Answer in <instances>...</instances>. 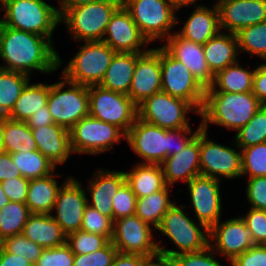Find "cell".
Returning a JSON list of instances; mask_svg holds the SVG:
<instances>
[{"mask_svg": "<svg viewBox=\"0 0 266 266\" xmlns=\"http://www.w3.org/2000/svg\"><path fill=\"white\" fill-rule=\"evenodd\" d=\"M0 58L7 64L0 69L29 76L34 70L52 73L63 62L50 39L6 26H0Z\"/></svg>", "mask_w": 266, "mask_h": 266, "instance_id": "6da1fadb", "label": "cell"}, {"mask_svg": "<svg viewBox=\"0 0 266 266\" xmlns=\"http://www.w3.org/2000/svg\"><path fill=\"white\" fill-rule=\"evenodd\" d=\"M262 105L253 92H213L208 87L199 112L202 128L208 131V124L212 123L237 132Z\"/></svg>", "mask_w": 266, "mask_h": 266, "instance_id": "7a4b0ae2", "label": "cell"}, {"mask_svg": "<svg viewBox=\"0 0 266 266\" xmlns=\"http://www.w3.org/2000/svg\"><path fill=\"white\" fill-rule=\"evenodd\" d=\"M0 10L5 11L0 26L41 35L51 41L60 23L58 8L44 0H8Z\"/></svg>", "mask_w": 266, "mask_h": 266, "instance_id": "3957f363", "label": "cell"}, {"mask_svg": "<svg viewBox=\"0 0 266 266\" xmlns=\"http://www.w3.org/2000/svg\"><path fill=\"white\" fill-rule=\"evenodd\" d=\"M185 207L175 203L163 216L160 226L156 229L167 236L177 247V250H170L161 247L157 242L158 252L172 257L190 252H198L209 246V230L201 223L194 222L193 219L183 212Z\"/></svg>", "mask_w": 266, "mask_h": 266, "instance_id": "277c9868", "label": "cell"}, {"mask_svg": "<svg viewBox=\"0 0 266 266\" xmlns=\"http://www.w3.org/2000/svg\"><path fill=\"white\" fill-rule=\"evenodd\" d=\"M121 4L122 0H99L67 8L60 14V23H65L75 41H102L112 14Z\"/></svg>", "mask_w": 266, "mask_h": 266, "instance_id": "5b68a950", "label": "cell"}, {"mask_svg": "<svg viewBox=\"0 0 266 266\" xmlns=\"http://www.w3.org/2000/svg\"><path fill=\"white\" fill-rule=\"evenodd\" d=\"M117 52L104 41H86L61 76L81 85H99Z\"/></svg>", "mask_w": 266, "mask_h": 266, "instance_id": "8992f818", "label": "cell"}, {"mask_svg": "<svg viewBox=\"0 0 266 266\" xmlns=\"http://www.w3.org/2000/svg\"><path fill=\"white\" fill-rule=\"evenodd\" d=\"M122 4L149 43L157 39L167 40L173 26L180 21L167 0H122Z\"/></svg>", "mask_w": 266, "mask_h": 266, "instance_id": "52a82bcc", "label": "cell"}, {"mask_svg": "<svg viewBox=\"0 0 266 266\" xmlns=\"http://www.w3.org/2000/svg\"><path fill=\"white\" fill-rule=\"evenodd\" d=\"M50 84L48 108L55 124L70 130L80 119L89 115L88 86L65 79ZM69 86L68 89L63 90Z\"/></svg>", "mask_w": 266, "mask_h": 266, "instance_id": "ba28073f", "label": "cell"}, {"mask_svg": "<svg viewBox=\"0 0 266 266\" xmlns=\"http://www.w3.org/2000/svg\"><path fill=\"white\" fill-rule=\"evenodd\" d=\"M72 153L98 155L109 151L126 133L116 125L90 115L80 119L70 130Z\"/></svg>", "mask_w": 266, "mask_h": 266, "instance_id": "9c48e42d", "label": "cell"}, {"mask_svg": "<svg viewBox=\"0 0 266 266\" xmlns=\"http://www.w3.org/2000/svg\"><path fill=\"white\" fill-rule=\"evenodd\" d=\"M89 115L113 124L127 133L138 117L137 105L125 94L105 89L100 85L88 86Z\"/></svg>", "mask_w": 266, "mask_h": 266, "instance_id": "30bf717a", "label": "cell"}, {"mask_svg": "<svg viewBox=\"0 0 266 266\" xmlns=\"http://www.w3.org/2000/svg\"><path fill=\"white\" fill-rule=\"evenodd\" d=\"M138 118L165 129L191 127L187 113L199 111L188 101L160 91L146 98L137 106Z\"/></svg>", "mask_w": 266, "mask_h": 266, "instance_id": "8fae6325", "label": "cell"}, {"mask_svg": "<svg viewBox=\"0 0 266 266\" xmlns=\"http://www.w3.org/2000/svg\"><path fill=\"white\" fill-rule=\"evenodd\" d=\"M160 66L161 91L190 102L200 112L206 88L163 46L160 47Z\"/></svg>", "mask_w": 266, "mask_h": 266, "instance_id": "7c38bea8", "label": "cell"}, {"mask_svg": "<svg viewBox=\"0 0 266 266\" xmlns=\"http://www.w3.org/2000/svg\"><path fill=\"white\" fill-rule=\"evenodd\" d=\"M208 131H199L200 170L205 177L234 179L242 177L241 149L217 144L208 139Z\"/></svg>", "mask_w": 266, "mask_h": 266, "instance_id": "4fadbf2b", "label": "cell"}, {"mask_svg": "<svg viewBox=\"0 0 266 266\" xmlns=\"http://www.w3.org/2000/svg\"><path fill=\"white\" fill-rule=\"evenodd\" d=\"M152 232L153 228L149 224L132 215L113 221L111 242L120 253L151 256L158 253Z\"/></svg>", "mask_w": 266, "mask_h": 266, "instance_id": "5bb4252c", "label": "cell"}, {"mask_svg": "<svg viewBox=\"0 0 266 266\" xmlns=\"http://www.w3.org/2000/svg\"><path fill=\"white\" fill-rule=\"evenodd\" d=\"M60 185L61 188L53 206V210H56V215L53 216L51 213V217L67 235L81 230L88 198L81 183L73 176L67 177Z\"/></svg>", "mask_w": 266, "mask_h": 266, "instance_id": "9a60e30c", "label": "cell"}, {"mask_svg": "<svg viewBox=\"0 0 266 266\" xmlns=\"http://www.w3.org/2000/svg\"><path fill=\"white\" fill-rule=\"evenodd\" d=\"M126 141L142 164H161L167 158V129L136 118L126 133ZM145 161V162H144Z\"/></svg>", "mask_w": 266, "mask_h": 266, "instance_id": "2e32d148", "label": "cell"}, {"mask_svg": "<svg viewBox=\"0 0 266 266\" xmlns=\"http://www.w3.org/2000/svg\"><path fill=\"white\" fill-rule=\"evenodd\" d=\"M212 240L214 243L212 244ZM254 245L252 233L240 217L220 220L209 230V246L232 262Z\"/></svg>", "mask_w": 266, "mask_h": 266, "instance_id": "e0dca14e", "label": "cell"}, {"mask_svg": "<svg viewBox=\"0 0 266 266\" xmlns=\"http://www.w3.org/2000/svg\"><path fill=\"white\" fill-rule=\"evenodd\" d=\"M102 41L116 52L127 53H146L149 49L144 50L142 46L145 45L146 48L150 44L140 33L130 12L123 4L112 14Z\"/></svg>", "mask_w": 266, "mask_h": 266, "instance_id": "ac0fdd59", "label": "cell"}, {"mask_svg": "<svg viewBox=\"0 0 266 266\" xmlns=\"http://www.w3.org/2000/svg\"><path fill=\"white\" fill-rule=\"evenodd\" d=\"M187 185L198 222L210 230L221 217L220 180L200 175Z\"/></svg>", "mask_w": 266, "mask_h": 266, "instance_id": "d6986e66", "label": "cell"}, {"mask_svg": "<svg viewBox=\"0 0 266 266\" xmlns=\"http://www.w3.org/2000/svg\"><path fill=\"white\" fill-rule=\"evenodd\" d=\"M220 29L236 34L266 21V3L258 0H218ZM224 29V30H223Z\"/></svg>", "mask_w": 266, "mask_h": 266, "instance_id": "ffe728a7", "label": "cell"}, {"mask_svg": "<svg viewBox=\"0 0 266 266\" xmlns=\"http://www.w3.org/2000/svg\"><path fill=\"white\" fill-rule=\"evenodd\" d=\"M161 90L160 47L150 48L136 61L128 96L138 106L146 98Z\"/></svg>", "mask_w": 266, "mask_h": 266, "instance_id": "44dd1931", "label": "cell"}, {"mask_svg": "<svg viewBox=\"0 0 266 266\" xmlns=\"http://www.w3.org/2000/svg\"><path fill=\"white\" fill-rule=\"evenodd\" d=\"M177 32L171 34L163 47L174 58L182 62L205 88L210 87L214 80V74L205 60L203 45L185 40Z\"/></svg>", "mask_w": 266, "mask_h": 266, "instance_id": "7402d4cb", "label": "cell"}, {"mask_svg": "<svg viewBox=\"0 0 266 266\" xmlns=\"http://www.w3.org/2000/svg\"><path fill=\"white\" fill-rule=\"evenodd\" d=\"M164 180L167 186L177 181L189 183L201 175L199 133L179 153L167 157L162 163Z\"/></svg>", "mask_w": 266, "mask_h": 266, "instance_id": "603a6c76", "label": "cell"}, {"mask_svg": "<svg viewBox=\"0 0 266 266\" xmlns=\"http://www.w3.org/2000/svg\"><path fill=\"white\" fill-rule=\"evenodd\" d=\"M97 170L89 181L88 190H85L89 191L91 198L87 204L113 220L112 197L126 181V175L124 171Z\"/></svg>", "mask_w": 266, "mask_h": 266, "instance_id": "cb8c5ba5", "label": "cell"}, {"mask_svg": "<svg viewBox=\"0 0 266 266\" xmlns=\"http://www.w3.org/2000/svg\"><path fill=\"white\" fill-rule=\"evenodd\" d=\"M37 144V150L54 166L65 163L72 154L70 147V131L53 124L31 128Z\"/></svg>", "mask_w": 266, "mask_h": 266, "instance_id": "d4e9b609", "label": "cell"}, {"mask_svg": "<svg viewBox=\"0 0 266 266\" xmlns=\"http://www.w3.org/2000/svg\"><path fill=\"white\" fill-rule=\"evenodd\" d=\"M220 31L219 9L217 4H214L211 8L200 4L191 12L182 30L177 34L185 40L204 45Z\"/></svg>", "mask_w": 266, "mask_h": 266, "instance_id": "484cf974", "label": "cell"}, {"mask_svg": "<svg viewBox=\"0 0 266 266\" xmlns=\"http://www.w3.org/2000/svg\"><path fill=\"white\" fill-rule=\"evenodd\" d=\"M21 234L44 249L58 247L66 243V234L51 217V214L32 213Z\"/></svg>", "mask_w": 266, "mask_h": 266, "instance_id": "4316f807", "label": "cell"}, {"mask_svg": "<svg viewBox=\"0 0 266 266\" xmlns=\"http://www.w3.org/2000/svg\"><path fill=\"white\" fill-rule=\"evenodd\" d=\"M205 60L215 75L220 70L238 62V41L236 34L220 31L203 45Z\"/></svg>", "mask_w": 266, "mask_h": 266, "instance_id": "83f0119b", "label": "cell"}, {"mask_svg": "<svg viewBox=\"0 0 266 266\" xmlns=\"http://www.w3.org/2000/svg\"><path fill=\"white\" fill-rule=\"evenodd\" d=\"M142 54L117 52L99 85L105 89L128 95L136 61Z\"/></svg>", "mask_w": 266, "mask_h": 266, "instance_id": "f1b7e54d", "label": "cell"}, {"mask_svg": "<svg viewBox=\"0 0 266 266\" xmlns=\"http://www.w3.org/2000/svg\"><path fill=\"white\" fill-rule=\"evenodd\" d=\"M61 175L50 174L43 178L30 179L25 204L31 213L51 214L61 186L54 177Z\"/></svg>", "mask_w": 266, "mask_h": 266, "instance_id": "f546056e", "label": "cell"}, {"mask_svg": "<svg viewBox=\"0 0 266 266\" xmlns=\"http://www.w3.org/2000/svg\"><path fill=\"white\" fill-rule=\"evenodd\" d=\"M126 182L137 198L148 196L162 190L165 180L161 164H136L131 171L125 172Z\"/></svg>", "mask_w": 266, "mask_h": 266, "instance_id": "4dcf8cb0", "label": "cell"}, {"mask_svg": "<svg viewBox=\"0 0 266 266\" xmlns=\"http://www.w3.org/2000/svg\"><path fill=\"white\" fill-rule=\"evenodd\" d=\"M49 92L50 85L47 83L31 84L29 81L7 117L26 122L35 112L42 110V107L47 105Z\"/></svg>", "mask_w": 266, "mask_h": 266, "instance_id": "1f68e13d", "label": "cell"}, {"mask_svg": "<svg viewBox=\"0 0 266 266\" xmlns=\"http://www.w3.org/2000/svg\"><path fill=\"white\" fill-rule=\"evenodd\" d=\"M254 72L255 69L247 70L237 62L217 72L209 88L213 92H252Z\"/></svg>", "mask_w": 266, "mask_h": 266, "instance_id": "d6a6232c", "label": "cell"}, {"mask_svg": "<svg viewBox=\"0 0 266 266\" xmlns=\"http://www.w3.org/2000/svg\"><path fill=\"white\" fill-rule=\"evenodd\" d=\"M169 190L170 186L166 185L162 190L136 200L135 215L155 230L160 226L168 209L176 203L170 200Z\"/></svg>", "mask_w": 266, "mask_h": 266, "instance_id": "836d02e7", "label": "cell"}, {"mask_svg": "<svg viewBox=\"0 0 266 266\" xmlns=\"http://www.w3.org/2000/svg\"><path fill=\"white\" fill-rule=\"evenodd\" d=\"M3 149L10 154L37 150L36 141L27 122L3 116Z\"/></svg>", "mask_w": 266, "mask_h": 266, "instance_id": "e575fe53", "label": "cell"}, {"mask_svg": "<svg viewBox=\"0 0 266 266\" xmlns=\"http://www.w3.org/2000/svg\"><path fill=\"white\" fill-rule=\"evenodd\" d=\"M29 80L27 74L0 69V116L7 117L11 113Z\"/></svg>", "mask_w": 266, "mask_h": 266, "instance_id": "d590c367", "label": "cell"}, {"mask_svg": "<svg viewBox=\"0 0 266 266\" xmlns=\"http://www.w3.org/2000/svg\"><path fill=\"white\" fill-rule=\"evenodd\" d=\"M11 159L18 167L21 176L27 179L46 177L56 169V166L38 150L12 153Z\"/></svg>", "mask_w": 266, "mask_h": 266, "instance_id": "8d00e7d4", "label": "cell"}, {"mask_svg": "<svg viewBox=\"0 0 266 266\" xmlns=\"http://www.w3.org/2000/svg\"><path fill=\"white\" fill-rule=\"evenodd\" d=\"M32 213L25 203L9 202L0 209V239L21 234Z\"/></svg>", "mask_w": 266, "mask_h": 266, "instance_id": "74e56055", "label": "cell"}, {"mask_svg": "<svg viewBox=\"0 0 266 266\" xmlns=\"http://www.w3.org/2000/svg\"><path fill=\"white\" fill-rule=\"evenodd\" d=\"M239 149L266 142V105H262L252 119L234 137Z\"/></svg>", "mask_w": 266, "mask_h": 266, "instance_id": "f35d334b", "label": "cell"}, {"mask_svg": "<svg viewBox=\"0 0 266 266\" xmlns=\"http://www.w3.org/2000/svg\"><path fill=\"white\" fill-rule=\"evenodd\" d=\"M236 37L239 51L266 61V21L243 28L236 33Z\"/></svg>", "mask_w": 266, "mask_h": 266, "instance_id": "ab89813d", "label": "cell"}, {"mask_svg": "<svg viewBox=\"0 0 266 266\" xmlns=\"http://www.w3.org/2000/svg\"><path fill=\"white\" fill-rule=\"evenodd\" d=\"M242 176H266V142L241 149Z\"/></svg>", "mask_w": 266, "mask_h": 266, "instance_id": "60d3db41", "label": "cell"}, {"mask_svg": "<svg viewBox=\"0 0 266 266\" xmlns=\"http://www.w3.org/2000/svg\"><path fill=\"white\" fill-rule=\"evenodd\" d=\"M109 240L96 233L78 230L66 235V244L74 254H88L103 248Z\"/></svg>", "mask_w": 266, "mask_h": 266, "instance_id": "b9f144b4", "label": "cell"}, {"mask_svg": "<svg viewBox=\"0 0 266 266\" xmlns=\"http://www.w3.org/2000/svg\"><path fill=\"white\" fill-rule=\"evenodd\" d=\"M2 247L9 253L21 256V258L27 259L32 265H34L44 248L37 245L35 242L27 239L22 234L9 236L2 241Z\"/></svg>", "mask_w": 266, "mask_h": 266, "instance_id": "7bdbcfd3", "label": "cell"}, {"mask_svg": "<svg viewBox=\"0 0 266 266\" xmlns=\"http://www.w3.org/2000/svg\"><path fill=\"white\" fill-rule=\"evenodd\" d=\"M81 230L105 236L111 241L113 234V220L101 214L95 208L87 205L83 214Z\"/></svg>", "mask_w": 266, "mask_h": 266, "instance_id": "ee69618b", "label": "cell"}, {"mask_svg": "<svg viewBox=\"0 0 266 266\" xmlns=\"http://www.w3.org/2000/svg\"><path fill=\"white\" fill-rule=\"evenodd\" d=\"M136 200V195L125 181L116 192V195L112 197L113 221L135 215Z\"/></svg>", "mask_w": 266, "mask_h": 266, "instance_id": "f6af8a7d", "label": "cell"}, {"mask_svg": "<svg viewBox=\"0 0 266 266\" xmlns=\"http://www.w3.org/2000/svg\"><path fill=\"white\" fill-rule=\"evenodd\" d=\"M118 250L109 241L103 248L88 254H75L73 266H111Z\"/></svg>", "mask_w": 266, "mask_h": 266, "instance_id": "bcb514c9", "label": "cell"}, {"mask_svg": "<svg viewBox=\"0 0 266 266\" xmlns=\"http://www.w3.org/2000/svg\"><path fill=\"white\" fill-rule=\"evenodd\" d=\"M214 254V250L207 246L198 252L182 253L172 257L171 266H222Z\"/></svg>", "mask_w": 266, "mask_h": 266, "instance_id": "7dc6e473", "label": "cell"}, {"mask_svg": "<svg viewBox=\"0 0 266 266\" xmlns=\"http://www.w3.org/2000/svg\"><path fill=\"white\" fill-rule=\"evenodd\" d=\"M75 254L65 243L58 247L45 248L33 266H73Z\"/></svg>", "mask_w": 266, "mask_h": 266, "instance_id": "c3c4849f", "label": "cell"}, {"mask_svg": "<svg viewBox=\"0 0 266 266\" xmlns=\"http://www.w3.org/2000/svg\"><path fill=\"white\" fill-rule=\"evenodd\" d=\"M241 218L252 233L253 243L266 245V210L250 208Z\"/></svg>", "mask_w": 266, "mask_h": 266, "instance_id": "681fc988", "label": "cell"}, {"mask_svg": "<svg viewBox=\"0 0 266 266\" xmlns=\"http://www.w3.org/2000/svg\"><path fill=\"white\" fill-rule=\"evenodd\" d=\"M201 128L202 125L200 123V126L195 131H192L190 127L167 129V157L181 152L199 133Z\"/></svg>", "mask_w": 266, "mask_h": 266, "instance_id": "f907efd6", "label": "cell"}, {"mask_svg": "<svg viewBox=\"0 0 266 266\" xmlns=\"http://www.w3.org/2000/svg\"><path fill=\"white\" fill-rule=\"evenodd\" d=\"M246 196L250 208L266 210V176L248 178Z\"/></svg>", "mask_w": 266, "mask_h": 266, "instance_id": "816d5d0a", "label": "cell"}, {"mask_svg": "<svg viewBox=\"0 0 266 266\" xmlns=\"http://www.w3.org/2000/svg\"><path fill=\"white\" fill-rule=\"evenodd\" d=\"M30 179L16 177L1 182L2 189L10 202L25 203Z\"/></svg>", "mask_w": 266, "mask_h": 266, "instance_id": "f5cc1de1", "label": "cell"}, {"mask_svg": "<svg viewBox=\"0 0 266 266\" xmlns=\"http://www.w3.org/2000/svg\"><path fill=\"white\" fill-rule=\"evenodd\" d=\"M230 263L231 266H266V245L254 244Z\"/></svg>", "mask_w": 266, "mask_h": 266, "instance_id": "db71d44e", "label": "cell"}, {"mask_svg": "<svg viewBox=\"0 0 266 266\" xmlns=\"http://www.w3.org/2000/svg\"><path fill=\"white\" fill-rule=\"evenodd\" d=\"M252 92L263 105H266V63L255 68Z\"/></svg>", "mask_w": 266, "mask_h": 266, "instance_id": "11a10c76", "label": "cell"}, {"mask_svg": "<svg viewBox=\"0 0 266 266\" xmlns=\"http://www.w3.org/2000/svg\"><path fill=\"white\" fill-rule=\"evenodd\" d=\"M16 177H21V173L12 162L11 154L4 151L0 152V183Z\"/></svg>", "mask_w": 266, "mask_h": 266, "instance_id": "9f6ffc18", "label": "cell"}, {"mask_svg": "<svg viewBox=\"0 0 266 266\" xmlns=\"http://www.w3.org/2000/svg\"><path fill=\"white\" fill-rule=\"evenodd\" d=\"M30 128L53 125L54 121L50 114L48 105L42 107V110L35 112L27 121Z\"/></svg>", "mask_w": 266, "mask_h": 266, "instance_id": "6f0895ef", "label": "cell"}, {"mask_svg": "<svg viewBox=\"0 0 266 266\" xmlns=\"http://www.w3.org/2000/svg\"><path fill=\"white\" fill-rule=\"evenodd\" d=\"M146 256L117 252L111 266H140Z\"/></svg>", "mask_w": 266, "mask_h": 266, "instance_id": "680465c9", "label": "cell"}, {"mask_svg": "<svg viewBox=\"0 0 266 266\" xmlns=\"http://www.w3.org/2000/svg\"><path fill=\"white\" fill-rule=\"evenodd\" d=\"M0 266H33L27 259L0 249Z\"/></svg>", "mask_w": 266, "mask_h": 266, "instance_id": "91938a15", "label": "cell"}, {"mask_svg": "<svg viewBox=\"0 0 266 266\" xmlns=\"http://www.w3.org/2000/svg\"><path fill=\"white\" fill-rule=\"evenodd\" d=\"M140 266H171V261L166 255L158 252L154 255L146 256L141 261Z\"/></svg>", "mask_w": 266, "mask_h": 266, "instance_id": "94428289", "label": "cell"}, {"mask_svg": "<svg viewBox=\"0 0 266 266\" xmlns=\"http://www.w3.org/2000/svg\"><path fill=\"white\" fill-rule=\"evenodd\" d=\"M99 0H59L58 12L61 14L67 8H73L83 4L97 2Z\"/></svg>", "mask_w": 266, "mask_h": 266, "instance_id": "6125c7cd", "label": "cell"}, {"mask_svg": "<svg viewBox=\"0 0 266 266\" xmlns=\"http://www.w3.org/2000/svg\"><path fill=\"white\" fill-rule=\"evenodd\" d=\"M167 2L176 10L178 11L180 8L192 5L197 2V0H167Z\"/></svg>", "mask_w": 266, "mask_h": 266, "instance_id": "be15d7a7", "label": "cell"}, {"mask_svg": "<svg viewBox=\"0 0 266 266\" xmlns=\"http://www.w3.org/2000/svg\"><path fill=\"white\" fill-rule=\"evenodd\" d=\"M8 197L5 195L2 186L0 184V209L6 206L9 203Z\"/></svg>", "mask_w": 266, "mask_h": 266, "instance_id": "e7e4bbea", "label": "cell"}, {"mask_svg": "<svg viewBox=\"0 0 266 266\" xmlns=\"http://www.w3.org/2000/svg\"><path fill=\"white\" fill-rule=\"evenodd\" d=\"M3 143H4V139H3V116H0V152H3Z\"/></svg>", "mask_w": 266, "mask_h": 266, "instance_id": "03108f58", "label": "cell"}, {"mask_svg": "<svg viewBox=\"0 0 266 266\" xmlns=\"http://www.w3.org/2000/svg\"><path fill=\"white\" fill-rule=\"evenodd\" d=\"M8 0H0V7Z\"/></svg>", "mask_w": 266, "mask_h": 266, "instance_id": "003e7915", "label": "cell"}, {"mask_svg": "<svg viewBox=\"0 0 266 266\" xmlns=\"http://www.w3.org/2000/svg\"><path fill=\"white\" fill-rule=\"evenodd\" d=\"M2 248V240L0 239V249Z\"/></svg>", "mask_w": 266, "mask_h": 266, "instance_id": "a7ac6f4b", "label": "cell"}]
</instances>
